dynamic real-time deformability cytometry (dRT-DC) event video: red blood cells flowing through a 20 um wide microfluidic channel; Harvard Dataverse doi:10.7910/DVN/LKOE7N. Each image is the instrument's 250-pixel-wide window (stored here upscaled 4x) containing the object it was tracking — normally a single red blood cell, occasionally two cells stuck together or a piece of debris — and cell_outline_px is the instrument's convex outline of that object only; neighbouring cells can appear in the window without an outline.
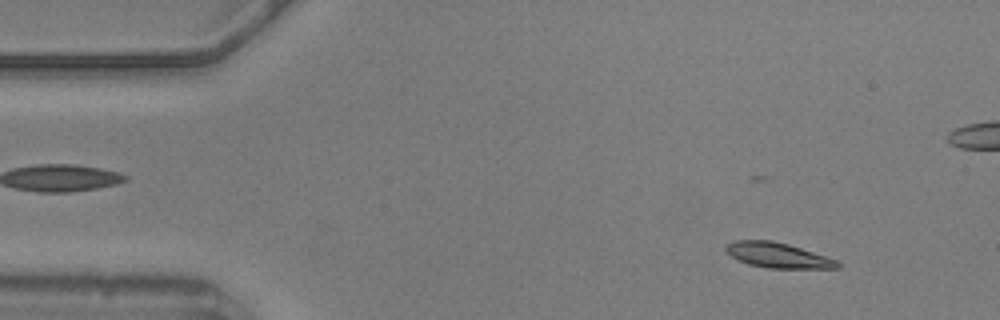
{"species": "common noctule bat (a hibernating species)", "species_latin": "Nyctalus noctula", "temperature_condition": "warm", "stored_images_in_passage": 56, "camera_frame_rate_fps": 3000, "um_per_image_px": 0.085, "animal": {"sex": "male", "body_mass_g": 20.5, "forearm_length_mm": 52.5}, "frame": {"image": 1, "passage_image": 5, "time_ms": 1.333, "image_size_px": [1000, 320], "cell_outline_px": [[840, 268], [768, 268], [748, 264], [732, 256], [724, 248], [728, 244], [736, 240], [772, 240], [788, 244], [836, 260], [840, 264]], "centroid_in_image_um": [66.1, 21.69], "position_along_channel_um": 18.9, "area_um2": 16.01}}
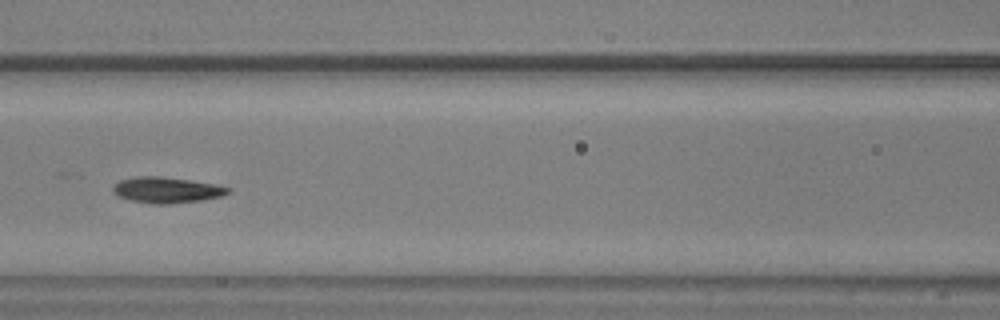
{"frame": {"image": 2, "passage_image": 23, "time_ms": 7.333, "image_size_px": [1000, 320], "cell_outline_px": [[232, 188], [228, 192], [220, 196], [200, 200], [172, 204], [152, 204], [132, 200], [120, 196], [112, 192], [112, 188], [120, 180], [136, 176], [160, 176], [188, 180], [212, 184]], "centroid_in_image_um": [14.13, 16.15], "position_along_channel_um": 152.5, "area_um2": 17.05}}
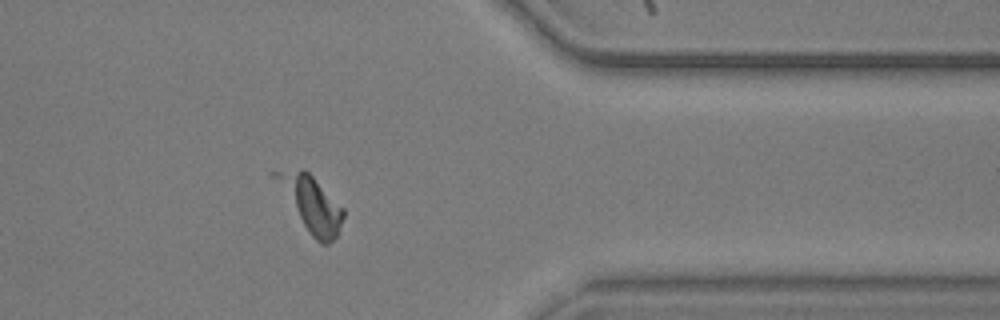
{"frame": {"image": 3, "passage_image": 44, "time_ms": 14.333, "image_size_px": [1000, 320], "cell_outline_px": [[344, 216], [336, 236], [328, 244], [320, 244], [312, 236], [304, 224], [300, 216], [296, 204], [288, 176], [304, 168], [344, 208]], "centroid_in_image_um": [26.89, 17.6], "position_along_channel_um": 384.5, "area_um2": 17.4}, "authors_computed_cell_mechanics": {"area_um2": 17.0799, "velocity_mm_per_s": 3.5527, "shape_relaxation_time_tau1_ms": 3.2901, "shape_relaxation_time_tau2_ms": 2.9224, "deformation_change_tau1": 0.132, "deformation_change_tau2": 0.0693}}